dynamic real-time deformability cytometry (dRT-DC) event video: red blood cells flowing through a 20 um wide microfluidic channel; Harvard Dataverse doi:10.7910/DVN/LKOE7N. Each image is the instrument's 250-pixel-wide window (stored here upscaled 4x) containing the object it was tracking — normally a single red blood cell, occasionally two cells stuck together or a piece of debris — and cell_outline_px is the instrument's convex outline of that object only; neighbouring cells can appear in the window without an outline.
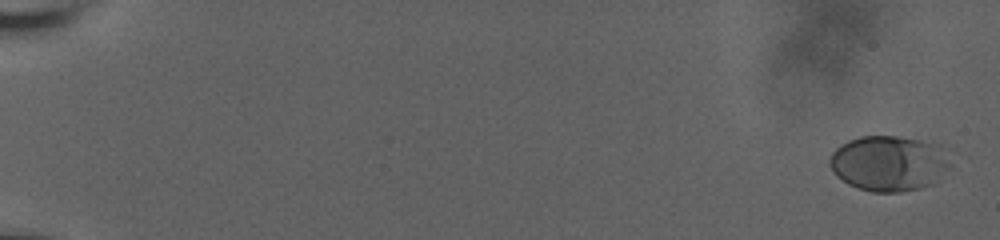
{"species": "human", "species_latin": "Homo sapiens", "temperature_condition": "room temperature", "stored_images_in_passage": 30, "camera_frame_rate_fps": 3000, "um_per_image_px": 0.085, "donor": {"sex": "male"}, "frame": {"image": 1, "passage_image": 1, "time_ms": 0.0, "image_size_px": [1000, 240], "cell_outline_px": [[948, 164], [932, 184], [920, 188], [900, 192], [872, 192], [848, 184], [836, 176], [832, 172], [828, 164], [828, 160], [832, 152], [840, 144], [848, 140], [860, 136], [896, 136], [916, 140], [928, 144]], "centroid_in_image_um": [75.33, 13.91], "position_along_channel_um": 9.7, "area_um2": 37.51}}
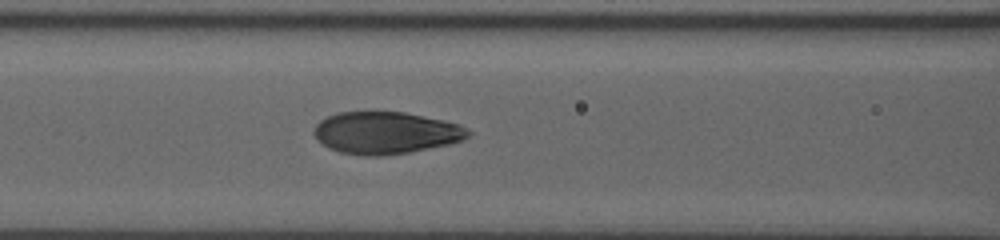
{"frame": {"image": 2, "passage_image": 13, "time_ms": 9.333, "image_size_px": [1000, 240], "cell_outline_px": [[472, 132], [464, 140], [448, 144], [408, 152], [384, 156], [364, 156], [340, 152], [328, 148], [316, 140], [312, 132], [316, 124], [320, 120], [328, 116], [340, 112], [376, 108], [404, 112], [444, 120], [460, 124], [468, 128]], "centroid_in_image_um": [32.75, 11.25], "position_along_channel_um": 133.8, "area_um2": 38.96}}
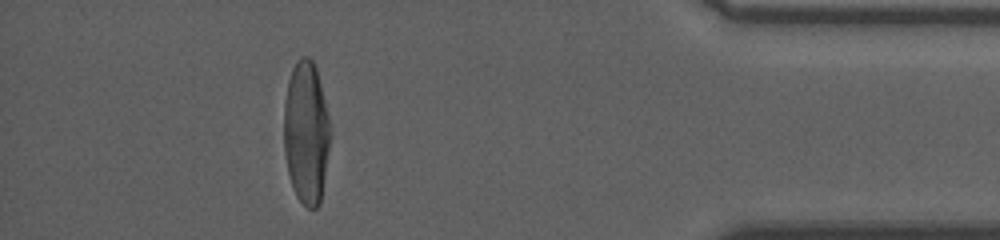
{"frame": {"image": 3, "passage_image": 26, "time_ms": 18.0, "image_size_px": [1000, 240], "cell_outline_px": [[332, 136], [320, 204], [316, 208], [308, 208], [296, 196], [288, 172], [284, 152], [284, 100], [288, 80], [292, 68], [296, 60], [300, 56], [308, 56], [312, 60], [316, 68], [332, 132]], "centroid_in_image_um": [26.03, 11.26], "position_along_channel_um": 409.2, "area_um2": 38.96}, "authors_computed_cell_mechanics": {"area_um2": 38.9572, "velocity_mm_per_s": 3.6335, "shape_relaxation_time_tau1_ms": 3.6827, "shape_relaxation_time_tau2_ms": null, "deformation_change_tau1": 0.1894, "deformation_change_tau2": null}}